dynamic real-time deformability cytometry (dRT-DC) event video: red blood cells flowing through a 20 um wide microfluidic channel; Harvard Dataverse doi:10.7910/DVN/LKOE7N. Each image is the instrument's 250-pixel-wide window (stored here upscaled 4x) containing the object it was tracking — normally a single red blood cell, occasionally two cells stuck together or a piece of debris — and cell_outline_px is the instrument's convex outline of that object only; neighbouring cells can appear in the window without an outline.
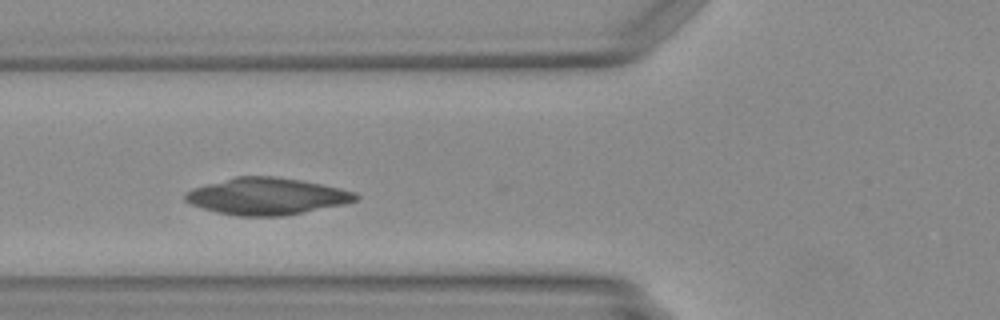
{"species": "Egyptian fruit bat (a non-hibernating species)", "species_latin": "Rousettus aegyptiacus", "temperature_condition": "warm", "stored_images_in_passage": 29, "camera_frame_rate_fps": 3000, "um_per_image_px": 0.085, "animal": {"sex": "female"}, "frame": {"image": 1, "passage_image": 5, "time_ms": 1.333, "image_size_px": [1000, 320], "cell_outline_px": [[360, 196], [356, 200], [344, 204], [284, 216], [236, 216], [216, 212], [192, 204], [184, 200], [184, 192], [192, 188], [236, 176], [276, 176], [300, 180], [340, 188], [356, 192]], "centroid_in_image_um": [22.66, 16.68], "position_along_channel_um": 103.1, "area_um2": 36.53}}